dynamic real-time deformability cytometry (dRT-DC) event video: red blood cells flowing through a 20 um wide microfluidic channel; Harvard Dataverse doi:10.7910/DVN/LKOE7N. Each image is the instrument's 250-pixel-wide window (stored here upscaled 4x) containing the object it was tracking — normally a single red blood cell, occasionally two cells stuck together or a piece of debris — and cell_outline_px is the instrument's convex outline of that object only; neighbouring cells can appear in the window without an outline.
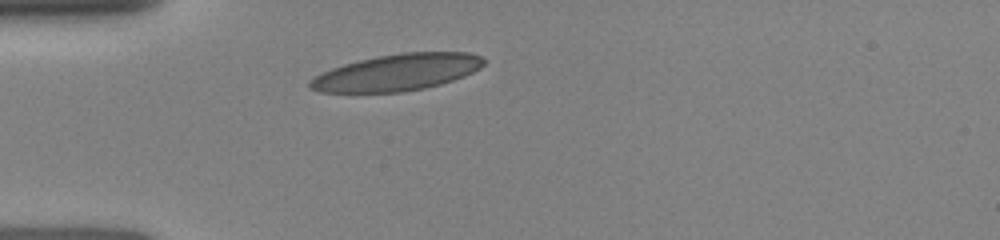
{"species": "human", "species_latin": "Homo sapiens", "temperature_condition": "room temperature", "stored_images_in_passage": 3, "camera_frame_rate_fps": 3000, "um_per_image_px": 0.085, "donor": {"sex": "female"}, "frame": {"image": 1, "passage_image": 1, "time_ms": 0.0, "image_size_px": [1000, 240], "cell_outline_px": [[488, 60], [480, 68], [464, 76], [440, 84], [424, 88], [400, 92], [320, 92], [308, 88], [308, 80], [332, 68], [344, 64], [376, 56], [404, 52], [468, 52], [480, 56]], "centroid_in_image_um": [33.76, 6.15], "position_along_channel_um": 51.2, "area_um2": 36.99}}
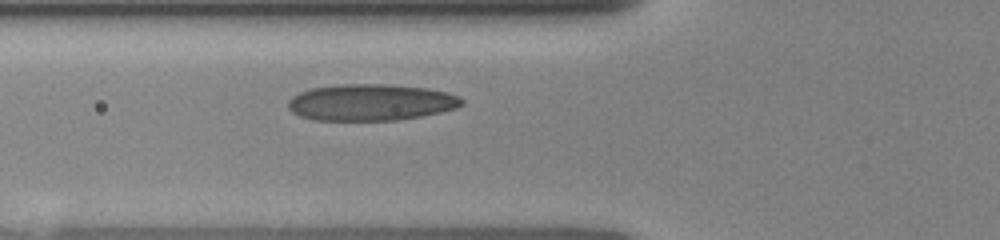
{"frame": {"image": 2, "passage_image": 3, "time_ms": 1.333, "image_size_px": [1000, 240], "cell_outline_px": [[464, 104], [456, 108], [440, 112], [420, 116], [396, 120], [312, 120], [300, 116], [292, 112], [288, 108], [288, 100], [292, 96], [300, 92], [312, 88], [340, 84], [388, 84], [428, 88], [444, 92], [456, 96], [464, 100]], "centroid_in_image_um": [31.49, 8.7], "position_along_channel_um": 94.3, "area_um2": 36.93}}